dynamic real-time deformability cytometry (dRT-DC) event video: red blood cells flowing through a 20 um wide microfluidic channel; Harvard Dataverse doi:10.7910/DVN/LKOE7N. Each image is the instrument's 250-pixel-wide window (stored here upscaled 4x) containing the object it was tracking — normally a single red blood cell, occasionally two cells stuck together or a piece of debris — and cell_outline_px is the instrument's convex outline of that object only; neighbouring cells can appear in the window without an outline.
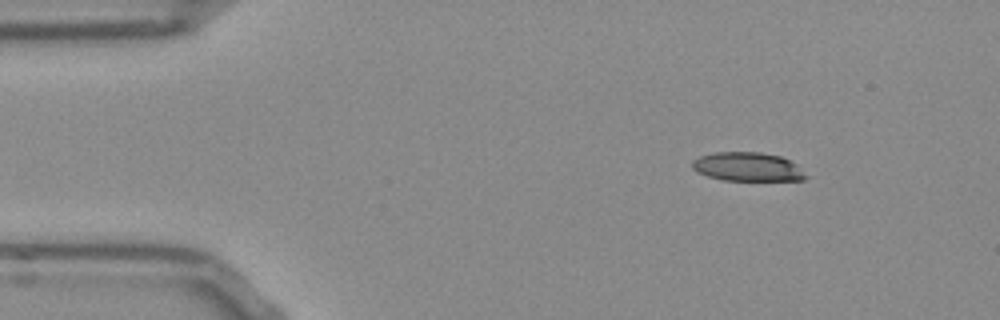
{"species": "Egyptian fruit bat (a non-hibernating species)", "species_latin": "Rousettus aegyptiacus", "temperature_condition": "room temperature", "stored_images_in_passage": 46, "camera_frame_rate_fps": 3000, "um_per_image_px": 0.085, "frame": {"image": 1, "passage_image": 1, "time_ms": 0.0, "image_size_px": [1000, 320], "cell_outline_px": [[808, 176], [804, 180], [720, 180], [696, 172], [692, 168], [692, 160], [700, 156], [712, 152], [760, 152], [780, 156], [796, 164]], "centroid_in_image_um": [63.51, 14.18], "position_along_channel_um": 21.5, "area_um2": 19.13}}
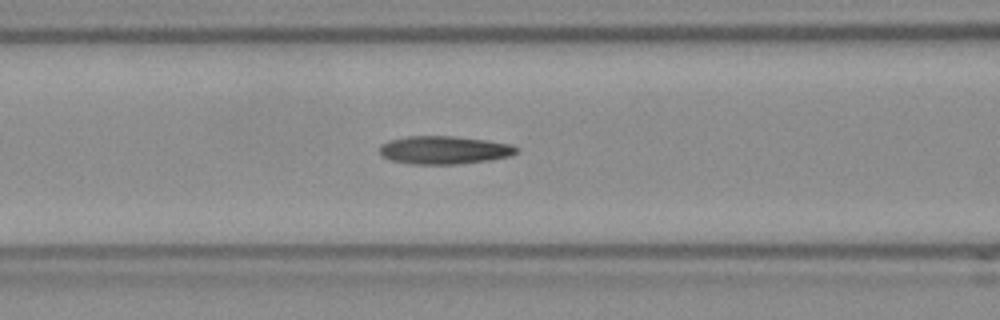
{"frame": {"image": 2, "passage_image": 15, "time_ms": 4.667, "image_size_px": [1000, 320], "cell_outline_px": [[520, 152], [508, 156], [488, 160], [456, 164], [412, 164], [392, 160], [384, 156], [380, 152], [380, 144], [392, 140], [408, 136], [452, 136], [488, 140], [512, 144], [520, 148]], "centroid_in_image_um": [37.81, 12.74], "position_along_channel_um": 128.8, "area_um2": 22.31}}
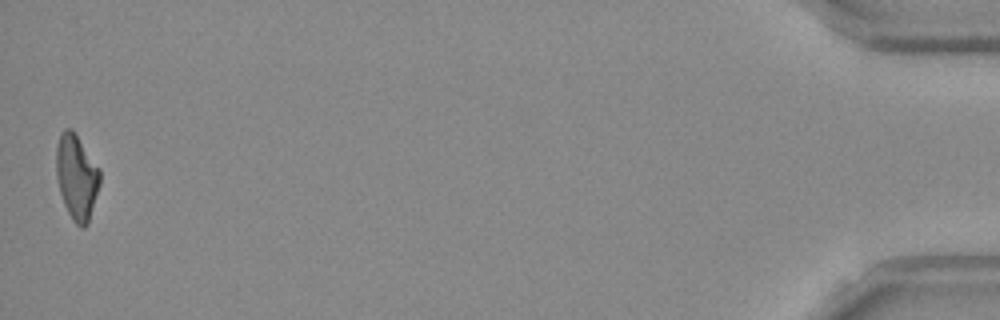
{"frame": {"image": 3, "passage_image": 46, "time_ms": 15.0, "image_size_px": [1000, 320], "cell_outline_px": [[100, 184], [88, 224], [84, 228], [80, 228], [72, 220], [64, 204], [60, 192], [56, 176], [56, 148], [60, 132], [64, 128], [72, 128], [100, 168]], "centroid_in_image_um": [6.51, 15.03], "position_along_channel_um": 428.7, "area_um2": 21.91}, "authors_computed_cell_mechanics": {"area_um2": 21.8773, "velocity_mm_per_s": 3.87, "shape_relaxation_time_tau1_ms": 6.1498, "shape_relaxation_time_tau2_ms": 3.3351, "deformation_change_tau1": 0.2014, "deformation_change_tau2": 0.1386}}